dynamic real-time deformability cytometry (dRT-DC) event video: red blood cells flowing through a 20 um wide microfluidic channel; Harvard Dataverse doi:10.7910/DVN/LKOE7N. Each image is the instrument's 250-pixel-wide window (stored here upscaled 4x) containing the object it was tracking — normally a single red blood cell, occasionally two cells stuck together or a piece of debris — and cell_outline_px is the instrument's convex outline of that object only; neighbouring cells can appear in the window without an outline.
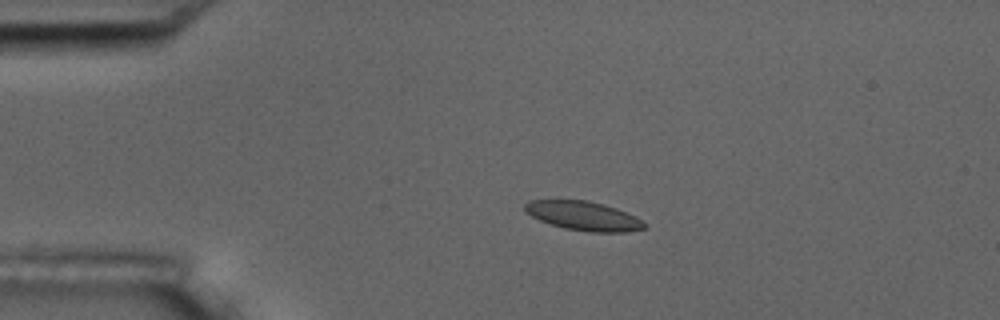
{"species": "common noctule bat (a hibernating species)", "species_latin": "Nyctalus noctula", "temperature_condition": "room temperature", "stored_images_in_passage": 56, "camera_frame_rate_fps": 3000, "um_per_image_px": 0.085, "animal": {"sex": "male", "body_mass_g": 17.5, "forearm_length_mm": 52.3}, "frame": {"image": 1, "passage_image": 12, "time_ms": 3.667, "image_size_px": [1000, 320], "cell_outline_px": [[648, 224], [644, 228], [628, 232], [588, 232], [564, 228], [540, 220], [524, 212], [524, 204], [528, 200], [588, 200], [604, 204], [616, 208]], "centroid_in_image_um": [49.56, 18.35], "position_along_channel_um": 35.4, "area_um2": 20.17}}
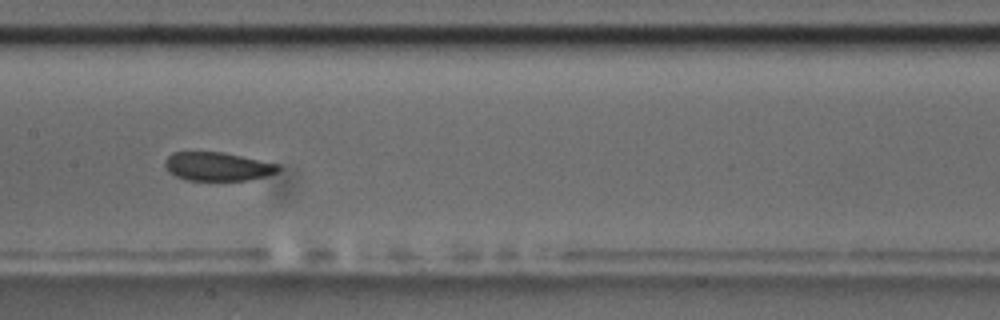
{"frame": {"image": 2, "passage_image": 28, "time_ms": 9.0, "image_size_px": [1000, 320], "cell_outline_px": [[280, 168], [276, 172], [264, 176], [248, 180], [188, 180], [176, 176], [168, 172], [164, 168], [164, 160], [172, 152], [224, 152], [280, 164]], "centroid_in_image_um": [18.46, 14.14], "position_along_channel_um": 188.9, "area_um2": 18.96}}
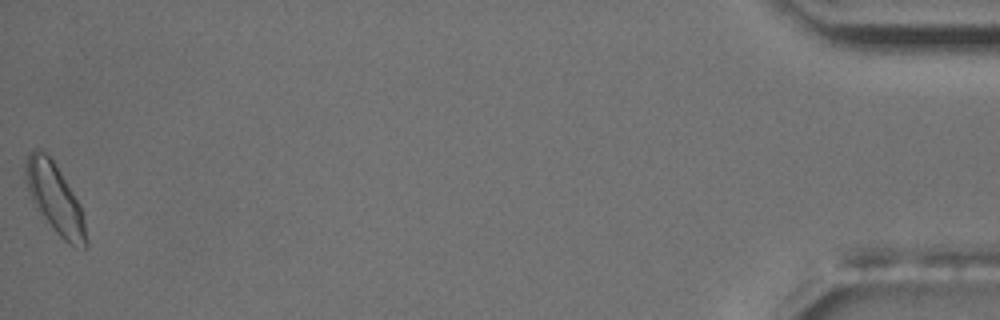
{"frame": {"image": 3, "passage_image": 56, "time_ms": 18.333, "image_size_px": [1000, 320], "cell_outline_px": [[88, 248], [84, 248], [68, 244], [56, 232], [36, 208], [32, 200], [28, 188], [24, 168], [28, 156], [32, 148], [40, 148], [52, 160], [80, 204], [84, 220], [88, 240]], "centroid_in_image_um": [4.68, 16.89], "position_along_channel_um": 430.5, "area_um2": 24.1}, "authors_computed_cell_mechanics": {"area_um2": 20.2589, "velocity_mm_per_s": 3.6129, "shape_relaxation_time_tau1_ms": 7.8472, "shape_relaxation_time_tau2_ms": 4.3056, "deformation_change_tau1": 0.1506, "deformation_change_tau2": 0.0606}}